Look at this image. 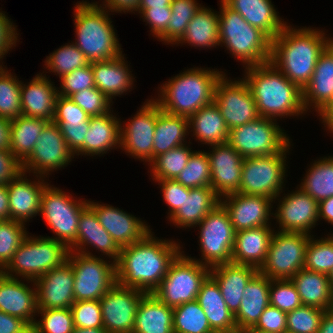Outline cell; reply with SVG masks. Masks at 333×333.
Returning a JSON list of instances; mask_svg holds the SVG:
<instances>
[{
  "label": "cell",
  "instance_id": "obj_1",
  "mask_svg": "<svg viewBox=\"0 0 333 333\" xmlns=\"http://www.w3.org/2000/svg\"><path fill=\"white\" fill-rule=\"evenodd\" d=\"M150 231L141 241L121 247L116 262V282L152 293L182 252L180 244L153 237Z\"/></svg>",
  "mask_w": 333,
  "mask_h": 333
},
{
  "label": "cell",
  "instance_id": "obj_2",
  "mask_svg": "<svg viewBox=\"0 0 333 333\" xmlns=\"http://www.w3.org/2000/svg\"><path fill=\"white\" fill-rule=\"evenodd\" d=\"M325 32L286 24L279 35L271 40L270 62L301 90L309 83L317 60L333 38Z\"/></svg>",
  "mask_w": 333,
  "mask_h": 333
},
{
  "label": "cell",
  "instance_id": "obj_3",
  "mask_svg": "<svg viewBox=\"0 0 333 333\" xmlns=\"http://www.w3.org/2000/svg\"><path fill=\"white\" fill-rule=\"evenodd\" d=\"M243 79L254 97L260 117L299 116L306 111L302 102V90L270 61L261 65L245 67Z\"/></svg>",
  "mask_w": 333,
  "mask_h": 333
},
{
  "label": "cell",
  "instance_id": "obj_4",
  "mask_svg": "<svg viewBox=\"0 0 333 333\" xmlns=\"http://www.w3.org/2000/svg\"><path fill=\"white\" fill-rule=\"evenodd\" d=\"M223 73L217 68L184 70L160 86L155 100L162 111L189 119L200 108L214 102L215 86Z\"/></svg>",
  "mask_w": 333,
  "mask_h": 333
},
{
  "label": "cell",
  "instance_id": "obj_5",
  "mask_svg": "<svg viewBox=\"0 0 333 333\" xmlns=\"http://www.w3.org/2000/svg\"><path fill=\"white\" fill-rule=\"evenodd\" d=\"M98 4L83 0L74 6L73 21L77 36L74 44L90 63L112 60L122 55L109 11Z\"/></svg>",
  "mask_w": 333,
  "mask_h": 333
},
{
  "label": "cell",
  "instance_id": "obj_6",
  "mask_svg": "<svg viewBox=\"0 0 333 333\" xmlns=\"http://www.w3.org/2000/svg\"><path fill=\"white\" fill-rule=\"evenodd\" d=\"M219 11V42L243 67L261 65L270 61L271 39L259 28L247 23L222 0Z\"/></svg>",
  "mask_w": 333,
  "mask_h": 333
},
{
  "label": "cell",
  "instance_id": "obj_7",
  "mask_svg": "<svg viewBox=\"0 0 333 333\" xmlns=\"http://www.w3.org/2000/svg\"><path fill=\"white\" fill-rule=\"evenodd\" d=\"M69 251L64 243L49 236L32 237L27 234L11 261L1 272L8 277L22 276L26 281H35L67 261Z\"/></svg>",
  "mask_w": 333,
  "mask_h": 333
},
{
  "label": "cell",
  "instance_id": "obj_8",
  "mask_svg": "<svg viewBox=\"0 0 333 333\" xmlns=\"http://www.w3.org/2000/svg\"><path fill=\"white\" fill-rule=\"evenodd\" d=\"M182 251L171 263L167 274L152 292L162 303L177 307L197 299L210 268L186 256Z\"/></svg>",
  "mask_w": 333,
  "mask_h": 333
},
{
  "label": "cell",
  "instance_id": "obj_9",
  "mask_svg": "<svg viewBox=\"0 0 333 333\" xmlns=\"http://www.w3.org/2000/svg\"><path fill=\"white\" fill-rule=\"evenodd\" d=\"M46 184L41 196L40 214L56 235L53 238L69 249L76 243L81 211L88 205L85 199L78 201L57 187Z\"/></svg>",
  "mask_w": 333,
  "mask_h": 333
},
{
  "label": "cell",
  "instance_id": "obj_10",
  "mask_svg": "<svg viewBox=\"0 0 333 333\" xmlns=\"http://www.w3.org/2000/svg\"><path fill=\"white\" fill-rule=\"evenodd\" d=\"M276 119L259 117L229 131L228 143L243 157L275 155L282 152L290 138Z\"/></svg>",
  "mask_w": 333,
  "mask_h": 333
},
{
  "label": "cell",
  "instance_id": "obj_11",
  "mask_svg": "<svg viewBox=\"0 0 333 333\" xmlns=\"http://www.w3.org/2000/svg\"><path fill=\"white\" fill-rule=\"evenodd\" d=\"M290 145L291 143L279 154L244 158L237 193L262 195L276 201L283 191L287 170L285 158Z\"/></svg>",
  "mask_w": 333,
  "mask_h": 333
},
{
  "label": "cell",
  "instance_id": "obj_12",
  "mask_svg": "<svg viewBox=\"0 0 333 333\" xmlns=\"http://www.w3.org/2000/svg\"><path fill=\"white\" fill-rule=\"evenodd\" d=\"M74 273L75 301L99 300L116 283V263L96 255L69 251Z\"/></svg>",
  "mask_w": 333,
  "mask_h": 333
},
{
  "label": "cell",
  "instance_id": "obj_13",
  "mask_svg": "<svg viewBox=\"0 0 333 333\" xmlns=\"http://www.w3.org/2000/svg\"><path fill=\"white\" fill-rule=\"evenodd\" d=\"M310 238L311 235L305 233L274 231L259 273L271 280L291 279L304 268Z\"/></svg>",
  "mask_w": 333,
  "mask_h": 333
},
{
  "label": "cell",
  "instance_id": "obj_14",
  "mask_svg": "<svg viewBox=\"0 0 333 333\" xmlns=\"http://www.w3.org/2000/svg\"><path fill=\"white\" fill-rule=\"evenodd\" d=\"M198 225L202 260L196 261L209 268L231 262L236 231L224 206L218 204Z\"/></svg>",
  "mask_w": 333,
  "mask_h": 333
},
{
  "label": "cell",
  "instance_id": "obj_15",
  "mask_svg": "<svg viewBox=\"0 0 333 333\" xmlns=\"http://www.w3.org/2000/svg\"><path fill=\"white\" fill-rule=\"evenodd\" d=\"M214 103L229 131L260 117L252 92L243 78L233 81L223 74L215 86Z\"/></svg>",
  "mask_w": 333,
  "mask_h": 333
},
{
  "label": "cell",
  "instance_id": "obj_16",
  "mask_svg": "<svg viewBox=\"0 0 333 333\" xmlns=\"http://www.w3.org/2000/svg\"><path fill=\"white\" fill-rule=\"evenodd\" d=\"M74 156L59 126L52 121L38 136L31 154L21 163L22 172L47 177L52 171L67 166Z\"/></svg>",
  "mask_w": 333,
  "mask_h": 333
},
{
  "label": "cell",
  "instance_id": "obj_17",
  "mask_svg": "<svg viewBox=\"0 0 333 333\" xmlns=\"http://www.w3.org/2000/svg\"><path fill=\"white\" fill-rule=\"evenodd\" d=\"M146 292L115 283L100 299L107 333H133L138 305Z\"/></svg>",
  "mask_w": 333,
  "mask_h": 333
},
{
  "label": "cell",
  "instance_id": "obj_18",
  "mask_svg": "<svg viewBox=\"0 0 333 333\" xmlns=\"http://www.w3.org/2000/svg\"><path fill=\"white\" fill-rule=\"evenodd\" d=\"M157 122V101L153 98L142 105L134 117L120 126V149L144 162L153 161V141Z\"/></svg>",
  "mask_w": 333,
  "mask_h": 333
},
{
  "label": "cell",
  "instance_id": "obj_19",
  "mask_svg": "<svg viewBox=\"0 0 333 333\" xmlns=\"http://www.w3.org/2000/svg\"><path fill=\"white\" fill-rule=\"evenodd\" d=\"M284 195L272 216L277 219L278 231L310 235L318 221V202L298 187Z\"/></svg>",
  "mask_w": 333,
  "mask_h": 333
},
{
  "label": "cell",
  "instance_id": "obj_20",
  "mask_svg": "<svg viewBox=\"0 0 333 333\" xmlns=\"http://www.w3.org/2000/svg\"><path fill=\"white\" fill-rule=\"evenodd\" d=\"M273 199L262 195L232 193L220 198L235 231L271 225ZM269 220V221H268Z\"/></svg>",
  "mask_w": 333,
  "mask_h": 333
},
{
  "label": "cell",
  "instance_id": "obj_21",
  "mask_svg": "<svg viewBox=\"0 0 333 333\" xmlns=\"http://www.w3.org/2000/svg\"><path fill=\"white\" fill-rule=\"evenodd\" d=\"M211 187L220 197L237 193L240 188L244 158L228 143L210 145Z\"/></svg>",
  "mask_w": 333,
  "mask_h": 333
},
{
  "label": "cell",
  "instance_id": "obj_22",
  "mask_svg": "<svg viewBox=\"0 0 333 333\" xmlns=\"http://www.w3.org/2000/svg\"><path fill=\"white\" fill-rule=\"evenodd\" d=\"M34 283L37 309H65L75 302L74 273L68 261L48 271Z\"/></svg>",
  "mask_w": 333,
  "mask_h": 333
},
{
  "label": "cell",
  "instance_id": "obj_23",
  "mask_svg": "<svg viewBox=\"0 0 333 333\" xmlns=\"http://www.w3.org/2000/svg\"><path fill=\"white\" fill-rule=\"evenodd\" d=\"M88 205L95 211L101 226L120 248L141 241L151 231L145 221L142 222L118 207L89 200Z\"/></svg>",
  "mask_w": 333,
  "mask_h": 333
},
{
  "label": "cell",
  "instance_id": "obj_24",
  "mask_svg": "<svg viewBox=\"0 0 333 333\" xmlns=\"http://www.w3.org/2000/svg\"><path fill=\"white\" fill-rule=\"evenodd\" d=\"M35 176L37 182L27 179L26 173L21 172L7 183L9 220L25 223L40 214L41 196L47 181L44 182L46 177Z\"/></svg>",
  "mask_w": 333,
  "mask_h": 333
},
{
  "label": "cell",
  "instance_id": "obj_25",
  "mask_svg": "<svg viewBox=\"0 0 333 333\" xmlns=\"http://www.w3.org/2000/svg\"><path fill=\"white\" fill-rule=\"evenodd\" d=\"M19 279L0 272V311L21 318L33 327L38 311L35 283L27 280L24 284V280ZM30 282L34 289L28 286Z\"/></svg>",
  "mask_w": 333,
  "mask_h": 333
},
{
  "label": "cell",
  "instance_id": "obj_26",
  "mask_svg": "<svg viewBox=\"0 0 333 333\" xmlns=\"http://www.w3.org/2000/svg\"><path fill=\"white\" fill-rule=\"evenodd\" d=\"M88 245L117 262L121 248L101 226L95 211L89 205L80 213L76 243L69 250L93 256L87 249Z\"/></svg>",
  "mask_w": 333,
  "mask_h": 333
},
{
  "label": "cell",
  "instance_id": "obj_27",
  "mask_svg": "<svg viewBox=\"0 0 333 333\" xmlns=\"http://www.w3.org/2000/svg\"><path fill=\"white\" fill-rule=\"evenodd\" d=\"M333 100V41L317 60L309 83L302 90V102L307 112L312 107L320 114Z\"/></svg>",
  "mask_w": 333,
  "mask_h": 333
},
{
  "label": "cell",
  "instance_id": "obj_28",
  "mask_svg": "<svg viewBox=\"0 0 333 333\" xmlns=\"http://www.w3.org/2000/svg\"><path fill=\"white\" fill-rule=\"evenodd\" d=\"M37 74L28 84L21 81L22 115L52 122L58 90L46 74Z\"/></svg>",
  "mask_w": 333,
  "mask_h": 333
},
{
  "label": "cell",
  "instance_id": "obj_29",
  "mask_svg": "<svg viewBox=\"0 0 333 333\" xmlns=\"http://www.w3.org/2000/svg\"><path fill=\"white\" fill-rule=\"evenodd\" d=\"M258 272L255 267L233 262L210 268V276L217 282L227 307L234 315L240 308L244 288Z\"/></svg>",
  "mask_w": 333,
  "mask_h": 333
},
{
  "label": "cell",
  "instance_id": "obj_30",
  "mask_svg": "<svg viewBox=\"0 0 333 333\" xmlns=\"http://www.w3.org/2000/svg\"><path fill=\"white\" fill-rule=\"evenodd\" d=\"M273 233L270 225L237 231L231 262L259 270L265 262Z\"/></svg>",
  "mask_w": 333,
  "mask_h": 333
},
{
  "label": "cell",
  "instance_id": "obj_31",
  "mask_svg": "<svg viewBox=\"0 0 333 333\" xmlns=\"http://www.w3.org/2000/svg\"><path fill=\"white\" fill-rule=\"evenodd\" d=\"M124 58L122 54L112 60L91 63L95 87L112 103V98L133 88L135 78Z\"/></svg>",
  "mask_w": 333,
  "mask_h": 333
},
{
  "label": "cell",
  "instance_id": "obj_32",
  "mask_svg": "<svg viewBox=\"0 0 333 333\" xmlns=\"http://www.w3.org/2000/svg\"><path fill=\"white\" fill-rule=\"evenodd\" d=\"M270 281L258 272L244 288L240 308L234 315L238 331L254 327L262 312L270 305Z\"/></svg>",
  "mask_w": 333,
  "mask_h": 333
},
{
  "label": "cell",
  "instance_id": "obj_33",
  "mask_svg": "<svg viewBox=\"0 0 333 333\" xmlns=\"http://www.w3.org/2000/svg\"><path fill=\"white\" fill-rule=\"evenodd\" d=\"M196 300L215 333L238 331L234 314L227 307L217 282L210 275L202 283Z\"/></svg>",
  "mask_w": 333,
  "mask_h": 333
},
{
  "label": "cell",
  "instance_id": "obj_34",
  "mask_svg": "<svg viewBox=\"0 0 333 333\" xmlns=\"http://www.w3.org/2000/svg\"><path fill=\"white\" fill-rule=\"evenodd\" d=\"M222 1L229 8L238 12L247 23L263 31L271 40L277 37L287 24L278 15L271 0Z\"/></svg>",
  "mask_w": 333,
  "mask_h": 333
},
{
  "label": "cell",
  "instance_id": "obj_35",
  "mask_svg": "<svg viewBox=\"0 0 333 333\" xmlns=\"http://www.w3.org/2000/svg\"><path fill=\"white\" fill-rule=\"evenodd\" d=\"M220 204V197L211 186L189 188V194H184L182 206L169 218L177 228H192Z\"/></svg>",
  "mask_w": 333,
  "mask_h": 333
},
{
  "label": "cell",
  "instance_id": "obj_36",
  "mask_svg": "<svg viewBox=\"0 0 333 333\" xmlns=\"http://www.w3.org/2000/svg\"><path fill=\"white\" fill-rule=\"evenodd\" d=\"M120 121L111 111L101 116H90L84 140V155H103L110 149L120 148Z\"/></svg>",
  "mask_w": 333,
  "mask_h": 333
},
{
  "label": "cell",
  "instance_id": "obj_37",
  "mask_svg": "<svg viewBox=\"0 0 333 333\" xmlns=\"http://www.w3.org/2000/svg\"><path fill=\"white\" fill-rule=\"evenodd\" d=\"M133 333H173V308L146 293L137 308Z\"/></svg>",
  "mask_w": 333,
  "mask_h": 333
},
{
  "label": "cell",
  "instance_id": "obj_38",
  "mask_svg": "<svg viewBox=\"0 0 333 333\" xmlns=\"http://www.w3.org/2000/svg\"><path fill=\"white\" fill-rule=\"evenodd\" d=\"M193 137L201 144H223L228 142L229 129L222 117L219 107L212 102L200 108L189 118V129ZM204 142V143H203Z\"/></svg>",
  "mask_w": 333,
  "mask_h": 333
},
{
  "label": "cell",
  "instance_id": "obj_39",
  "mask_svg": "<svg viewBox=\"0 0 333 333\" xmlns=\"http://www.w3.org/2000/svg\"><path fill=\"white\" fill-rule=\"evenodd\" d=\"M189 119L172 115L161 110L157 102V122L153 141V160L167 151L185 144Z\"/></svg>",
  "mask_w": 333,
  "mask_h": 333
},
{
  "label": "cell",
  "instance_id": "obj_40",
  "mask_svg": "<svg viewBox=\"0 0 333 333\" xmlns=\"http://www.w3.org/2000/svg\"><path fill=\"white\" fill-rule=\"evenodd\" d=\"M290 280L296 287L302 305L328 310L333 293L328 275L303 268Z\"/></svg>",
  "mask_w": 333,
  "mask_h": 333
},
{
  "label": "cell",
  "instance_id": "obj_41",
  "mask_svg": "<svg viewBox=\"0 0 333 333\" xmlns=\"http://www.w3.org/2000/svg\"><path fill=\"white\" fill-rule=\"evenodd\" d=\"M204 5L195 13L187 25L185 34L176 44L188 43L194 47L212 48L220 46L219 12Z\"/></svg>",
  "mask_w": 333,
  "mask_h": 333
},
{
  "label": "cell",
  "instance_id": "obj_42",
  "mask_svg": "<svg viewBox=\"0 0 333 333\" xmlns=\"http://www.w3.org/2000/svg\"><path fill=\"white\" fill-rule=\"evenodd\" d=\"M49 121L19 116L10 121L9 151L22 163L33 151L38 136Z\"/></svg>",
  "mask_w": 333,
  "mask_h": 333
},
{
  "label": "cell",
  "instance_id": "obj_43",
  "mask_svg": "<svg viewBox=\"0 0 333 333\" xmlns=\"http://www.w3.org/2000/svg\"><path fill=\"white\" fill-rule=\"evenodd\" d=\"M299 188L317 202L333 196V156L311 164Z\"/></svg>",
  "mask_w": 333,
  "mask_h": 333
},
{
  "label": "cell",
  "instance_id": "obj_44",
  "mask_svg": "<svg viewBox=\"0 0 333 333\" xmlns=\"http://www.w3.org/2000/svg\"><path fill=\"white\" fill-rule=\"evenodd\" d=\"M173 333H215L197 300L173 308Z\"/></svg>",
  "mask_w": 333,
  "mask_h": 333
},
{
  "label": "cell",
  "instance_id": "obj_45",
  "mask_svg": "<svg viewBox=\"0 0 333 333\" xmlns=\"http://www.w3.org/2000/svg\"><path fill=\"white\" fill-rule=\"evenodd\" d=\"M200 7H202L201 4L196 0H172L169 24L158 39L175 45L185 34L187 25Z\"/></svg>",
  "mask_w": 333,
  "mask_h": 333
},
{
  "label": "cell",
  "instance_id": "obj_46",
  "mask_svg": "<svg viewBox=\"0 0 333 333\" xmlns=\"http://www.w3.org/2000/svg\"><path fill=\"white\" fill-rule=\"evenodd\" d=\"M191 149L183 144L157 156L149 165L152 180L176 179L194 152Z\"/></svg>",
  "mask_w": 333,
  "mask_h": 333
},
{
  "label": "cell",
  "instance_id": "obj_47",
  "mask_svg": "<svg viewBox=\"0 0 333 333\" xmlns=\"http://www.w3.org/2000/svg\"><path fill=\"white\" fill-rule=\"evenodd\" d=\"M6 69L0 68V118L11 121L22 116L21 81Z\"/></svg>",
  "mask_w": 333,
  "mask_h": 333
},
{
  "label": "cell",
  "instance_id": "obj_48",
  "mask_svg": "<svg viewBox=\"0 0 333 333\" xmlns=\"http://www.w3.org/2000/svg\"><path fill=\"white\" fill-rule=\"evenodd\" d=\"M46 57L44 61L45 68H48L47 70H49V72H54L56 76L59 75V78L65 74L71 73L77 68L85 67L90 64L86 56L74 44V41L65 46H61Z\"/></svg>",
  "mask_w": 333,
  "mask_h": 333
},
{
  "label": "cell",
  "instance_id": "obj_49",
  "mask_svg": "<svg viewBox=\"0 0 333 333\" xmlns=\"http://www.w3.org/2000/svg\"><path fill=\"white\" fill-rule=\"evenodd\" d=\"M313 236L306 248L304 269L329 275L333 270V237L316 240Z\"/></svg>",
  "mask_w": 333,
  "mask_h": 333
},
{
  "label": "cell",
  "instance_id": "obj_50",
  "mask_svg": "<svg viewBox=\"0 0 333 333\" xmlns=\"http://www.w3.org/2000/svg\"><path fill=\"white\" fill-rule=\"evenodd\" d=\"M187 188L211 186L210 161L205 151H194L175 179Z\"/></svg>",
  "mask_w": 333,
  "mask_h": 333
},
{
  "label": "cell",
  "instance_id": "obj_51",
  "mask_svg": "<svg viewBox=\"0 0 333 333\" xmlns=\"http://www.w3.org/2000/svg\"><path fill=\"white\" fill-rule=\"evenodd\" d=\"M25 223L16 220L0 221V272L8 265L14 253L27 236Z\"/></svg>",
  "mask_w": 333,
  "mask_h": 333
},
{
  "label": "cell",
  "instance_id": "obj_52",
  "mask_svg": "<svg viewBox=\"0 0 333 333\" xmlns=\"http://www.w3.org/2000/svg\"><path fill=\"white\" fill-rule=\"evenodd\" d=\"M42 318L35 321L32 333H72L73 315L70 308L38 309L37 315Z\"/></svg>",
  "mask_w": 333,
  "mask_h": 333
},
{
  "label": "cell",
  "instance_id": "obj_53",
  "mask_svg": "<svg viewBox=\"0 0 333 333\" xmlns=\"http://www.w3.org/2000/svg\"><path fill=\"white\" fill-rule=\"evenodd\" d=\"M326 310L302 305L287 313V331L291 333H318Z\"/></svg>",
  "mask_w": 333,
  "mask_h": 333
},
{
  "label": "cell",
  "instance_id": "obj_54",
  "mask_svg": "<svg viewBox=\"0 0 333 333\" xmlns=\"http://www.w3.org/2000/svg\"><path fill=\"white\" fill-rule=\"evenodd\" d=\"M270 305L289 313L302 306L300 296L290 279H273L269 289Z\"/></svg>",
  "mask_w": 333,
  "mask_h": 333
},
{
  "label": "cell",
  "instance_id": "obj_55",
  "mask_svg": "<svg viewBox=\"0 0 333 333\" xmlns=\"http://www.w3.org/2000/svg\"><path fill=\"white\" fill-rule=\"evenodd\" d=\"M70 309L74 327L104 328L99 300L75 301Z\"/></svg>",
  "mask_w": 333,
  "mask_h": 333
},
{
  "label": "cell",
  "instance_id": "obj_56",
  "mask_svg": "<svg viewBox=\"0 0 333 333\" xmlns=\"http://www.w3.org/2000/svg\"><path fill=\"white\" fill-rule=\"evenodd\" d=\"M69 98L89 116H101L111 111V101L96 87L81 90Z\"/></svg>",
  "mask_w": 333,
  "mask_h": 333
},
{
  "label": "cell",
  "instance_id": "obj_57",
  "mask_svg": "<svg viewBox=\"0 0 333 333\" xmlns=\"http://www.w3.org/2000/svg\"><path fill=\"white\" fill-rule=\"evenodd\" d=\"M59 79H61V90H58V95L65 97H70L86 88L95 87L91 63L85 67L77 68Z\"/></svg>",
  "mask_w": 333,
  "mask_h": 333
},
{
  "label": "cell",
  "instance_id": "obj_58",
  "mask_svg": "<svg viewBox=\"0 0 333 333\" xmlns=\"http://www.w3.org/2000/svg\"><path fill=\"white\" fill-rule=\"evenodd\" d=\"M90 116L69 97L58 95L55 102L54 123L86 122Z\"/></svg>",
  "mask_w": 333,
  "mask_h": 333
},
{
  "label": "cell",
  "instance_id": "obj_59",
  "mask_svg": "<svg viewBox=\"0 0 333 333\" xmlns=\"http://www.w3.org/2000/svg\"><path fill=\"white\" fill-rule=\"evenodd\" d=\"M74 155H84V140L89 129V119L86 122L56 123Z\"/></svg>",
  "mask_w": 333,
  "mask_h": 333
},
{
  "label": "cell",
  "instance_id": "obj_60",
  "mask_svg": "<svg viewBox=\"0 0 333 333\" xmlns=\"http://www.w3.org/2000/svg\"><path fill=\"white\" fill-rule=\"evenodd\" d=\"M161 187L162 197L169 206L168 218H170L183 204L184 194H189V188L184 187L175 179L155 180Z\"/></svg>",
  "mask_w": 333,
  "mask_h": 333
},
{
  "label": "cell",
  "instance_id": "obj_61",
  "mask_svg": "<svg viewBox=\"0 0 333 333\" xmlns=\"http://www.w3.org/2000/svg\"><path fill=\"white\" fill-rule=\"evenodd\" d=\"M137 12L140 13L142 19L149 24L150 32L156 38H159L166 30L171 17L170 7L158 8H138ZM144 17V18H143Z\"/></svg>",
  "mask_w": 333,
  "mask_h": 333
},
{
  "label": "cell",
  "instance_id": "obj_62",
  "mask_svg": "<svg viewBox=\"0 0 333 333\" xmlns=\"http://www.w3.org/2000/svg\"><path fill=\"white\" fill-rule=\"evenodd\" d=\"M287 313L268 305L259 317L258 322L252 328L272 333H281L287 331Z\"/></svg>",
  "mask_w": 333,
  "mask_h": 333
},
{
  "label": "cell",
  "instance_id": "obj_63",
  "mask_svg": "<svg viewBox=\"0 0 333 333\" xmlns=\"http://www.w3.org/2000/svg\"><path fill=\"white\" fill-rule=\"evenodd\" d=\"M8 18L4 12L0 11V62L18 42L17 26L13 25L14 23ZM0 68H3L1 63Z\"/></svg>",
  "mask_w": 333,
  "mask_h": 333
},
{
  "label": "cell",
  "instance_id": "obj_64",
  "mask_svg": "<svg viewBox=\"0 0 333 333\" xmlns=\"http://www.w3.org/2000/svg\"><path fill=\"white\" fill-rule=\"evenodd\" d=\"M21 172V162L8 149L0 150V185L7 184Z\"/></svg>",
  "mask_w": 333,
  "mask_h": 333
},
{
  "label": "cell",
  "instance_id": "obj_65",
  "mask_svg": "<svg viewBox=\"0 0 333 333\" xmlns=\"http://www.w3.org/2000/svg\"><path fill=\"white\" fill-rule=\"evenodd\" d=\"M0 333H32V327L25 320L0 311Z\"/></svg>",
  "mask_w": 333,
  "mask_h": 333
},
{
  "label": "cell",
  "instance_id": "obj_66",
  "mask_svg": "<svg viewBox=\"0 0 333 333\" xmlns=\"http://www.w3.org/2000/svg\"><path fill=\"white\" fill-rule=\"evenodd\" d=\"M140 0H104L100 4L104 6L109 12H137ZM122 11V12H121Z\"/></svg>",
  "mask_w": 333,
  "mask_h": 333
},
{
  "label": "cell",
  "instance_id": "obj_67",
  "mask_svg": "<svg viewBox=\"0 0 333 333\" xmlns=\"http://www.w3.org/2000/svg\"><path fill=\"white\" fill-rule=\"evenodd\" d=\"M318 220L323 219L333 225V196L318 202Z\"/></svg>",
  "mask_w": 333,
  "mask_h": 333
},
{
  "label": "cell",
  "instance_id": "obj_68",
  "mask_svg": "<svg viewBox=\"0 0 333 333\" xmlns=\"http://www.w3.org/2000/svg\"><path fill=\"white\" fill-rule=\"evenodd\" d=\"M10 120L0 118V150H9Z\"/></svg>",
  "mask_w": 333,
  "mask_h": 333
},
{
  "label": "cell",
  "instance_id": "obj_69",
  "mask_svg": "<svg viewBox=\"0 0 333 333\" xmlns=\"http://www.w3.org/2000/svg\"><path fill=\"white\" fill-rule=\"evenodd\" d=\"M9 220V198L7 184L0 185V221Z\"/></svg>",
  "mask_w": 333,
  "mask_h": 333
},
{
  "label": "cell",
  "instance_id": "obj_70",
  "mask_svg": "<svg viewBox=\"0 0 333 333\" xmlns=\"http://www.w3.org/2000/svg\"><path fill=\"white\" fill-rule=\"evenodd\" d=\"M318 116H320L322 123H324V127L330 133H333V100Z\"/></svg>",
  "mask_w": 333,
  "mask_h": 333
},
{
  "label": "cell",
  "instance_id": "obj_71",
  "mask_svg": "<svg viewBox=\"0 0 333 333\" xmlns=\"http://www.w3.org/2000/svg\"><path fill=\"white\" fill-rule=\"evenodd\" d=\"M318 333H333V316L327 311L322 316Z\"/></svg>",
  "mask_w": 333,
  "mask_h": 333
},
{
  "label": "cell",
  "instance_id": "obj_72",
  "mask_svg": "<svg viewBox=\"0 0 333 333\" xmlns=\"http://www.w3.org/2000/svg\"><path fill=\"white\" fill-rule=\"evenodd\" d=\"M172 0H140L138 8L170 7Z\"/></svg>",
  "mask_w": 333,
  "mask_h": 333
},
{
  "label": "cell",
  "instance_id": "obj_73",
  "mask_svg": "<svg viewBox=\"0 0 333 333\" xmlns=\"http://www.w3.org/2000/svg\"><path fill=\"white\" fill-rule=\"evenodd\" d=\"M72 333H107L104 328H79L74 327Z\"/></svg>",
  "mask_w": 333,
  "mask_h": 333
},
{
  "label": "cell",
  "instance_id": "obj_74",
  "mask_svg": "<svg viewBox=\"0 0 333 333\" xmlns=\"http://www.w3.org/2000/svg\"><path fill=\"white\" fill-rule=\"evenodd\" d=\"M242 333H272V332L263 331V330H260L257 328H249V329L242 331Z\"/></svg>",
  "mask_w": 333,
  "mask_h": 333
},
{
  "label": "cell",
  "instance_id": "obj_75",
  "mask_svg": "<svg viewBox=\"0 0 333 333\" xmlns=\"http://www.w3.org/2000/svg\"><path fill=\"white\" fill-rule=\"evenodd\" d=\"M327 312L333 316V293L331 296L330 305H329Z\"/></svg>",
  "mask_w": 333,
  "mask_h": 333
},
{
  "label": "cell",
  "instance_id": "obj_76",
  "mask_svg": "<svg viewBox=\"0 0 333 333\" xmlns=\"http://www.w3.org/2000/svg\"><path fill=\"white\" fill-rule=\"evenodd\" d=\"M328 277H329V280H330L331 290L333 291V270L330 272Z\"/></svg>",
  "mask_w": 333,
  "mask_h": 333
}]
</instances>
